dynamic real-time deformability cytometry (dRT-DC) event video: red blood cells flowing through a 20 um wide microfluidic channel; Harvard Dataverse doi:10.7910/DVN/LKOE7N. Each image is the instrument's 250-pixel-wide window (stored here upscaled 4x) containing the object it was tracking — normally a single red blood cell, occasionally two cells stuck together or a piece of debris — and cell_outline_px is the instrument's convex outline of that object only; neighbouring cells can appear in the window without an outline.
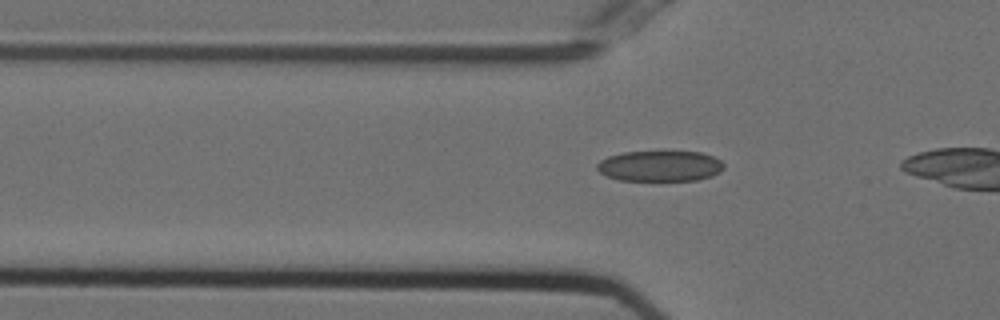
{"species": "Egyptian fruit bat (a non-hibernating species)", "species_latin": "Rousettus aegyptiacus", "temperature_condition": "cold", "stored_images_in_passage": 25, "camera_frame_rate_fps": 3000, "um_per_image_px": 0.085, "animal": {"sex": "female"}, "frame": {"image": 1, "passage_image": 12, "time_ms": 3.667, "image_size_px": [1000, 320], "cell_outline_px": [[724, 168], [720, 172], [712, 176], [696, 180], [620, 180], [608, 176], [600, 172], [596, 168], [596, 164], [600, 160], [608, 156], [624, 152], [700, 152], [712, 156], [720, 160], [724, 164]], "centroid_in_image_um": [56.1, 14.11], "position_along_channel_um": 69.7, "area_um2": 22.54}}
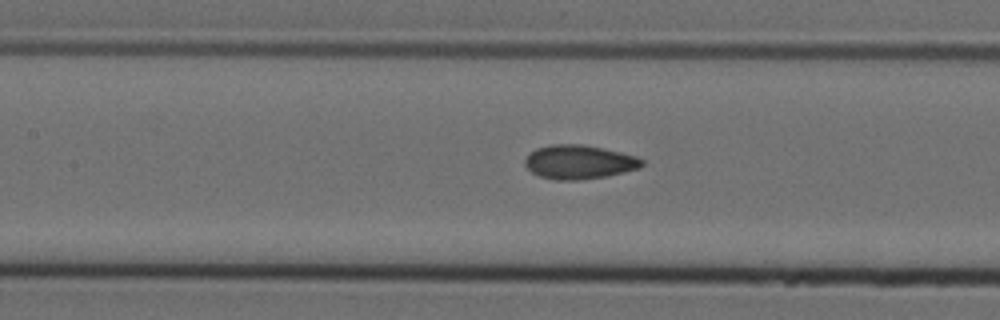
{"frame": {"image": 2, "passage_image": 19, "time_ms": 6.0, "image_size_px": [1000, 320], "cell_outline_px": [[644, 164], [640, 168], [608, 176], [580, 180], [556, 180], [540, 176], [532, 172], [524, 164], [524, 160], [536, 148], [552, 144], [580, 144], [604, 148], [636, 156], [644, 160]], "centroid_in_image_um": [49.25, 13.77], "position_along_channel_um": 158.2, "area_um2": 23.18}}
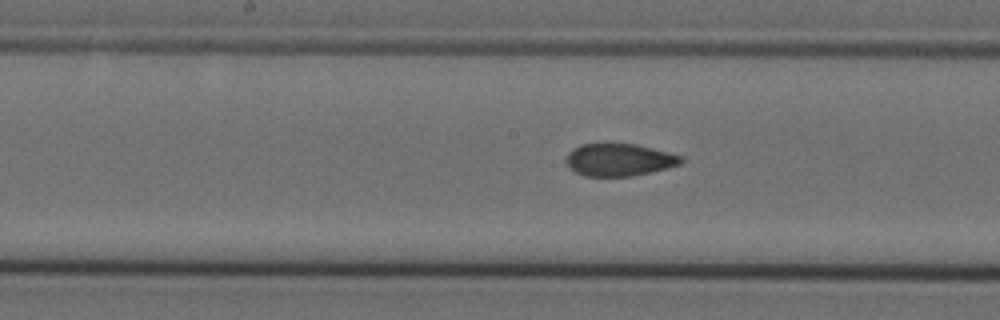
{"frame": {"image": 3, "passage_image": 22, "time_ms": 7.0, "image_size_px": [1000, 320], "cell_outline_px": [[684, 160], [680, 164], [632, 176], [584, 176], [568, 168], [564, 160], [568, 152], [572, 148], [580, 144], [636, 144], [668, 152], [680, 156]], "centroid_in_image_um": [52.55, 13.58], "position_along_channel_um": 195.7, "area_um2": 21.62}}